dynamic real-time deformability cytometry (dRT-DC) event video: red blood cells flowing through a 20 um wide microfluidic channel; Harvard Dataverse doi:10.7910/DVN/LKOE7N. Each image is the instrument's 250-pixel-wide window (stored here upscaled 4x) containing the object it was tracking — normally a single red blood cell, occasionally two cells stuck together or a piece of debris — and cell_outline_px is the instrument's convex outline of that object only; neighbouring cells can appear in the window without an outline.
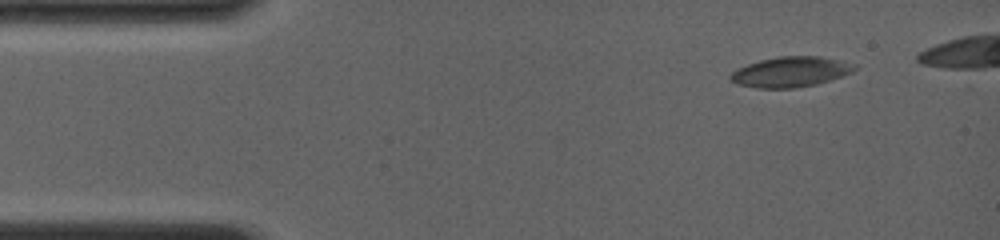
{"species": "common noctule bat (a hibernating species)", "species_latin": "Nyctalus noctula", "temperature_condition": "room temperature", "stored_images_in_passage": 4, "camera_frame_rate_fps": 4000, "um_per_image_px": 0.085, "animal": {"sex": "female", "body_mass_g": 19.0, "forearm_length_mm": 56.7}, "frame": {"image": 1, "passage_image": 1, "time_ms": 0.0, "image_size_px": [1000, 240], "cell_outline_px": [[856, 68], [852, 72], [816, 84], [796, 88], [756, 88], [736, 84], [728, 80], [728, 76], [732, 72], [748, 64], [760, 60], [780, 56], [820, 56], [856, 64]], "centroid_in_image_um": [67.16, 6.11], "position_along_channel_um": 17.8, "area_um2": 21.79}}